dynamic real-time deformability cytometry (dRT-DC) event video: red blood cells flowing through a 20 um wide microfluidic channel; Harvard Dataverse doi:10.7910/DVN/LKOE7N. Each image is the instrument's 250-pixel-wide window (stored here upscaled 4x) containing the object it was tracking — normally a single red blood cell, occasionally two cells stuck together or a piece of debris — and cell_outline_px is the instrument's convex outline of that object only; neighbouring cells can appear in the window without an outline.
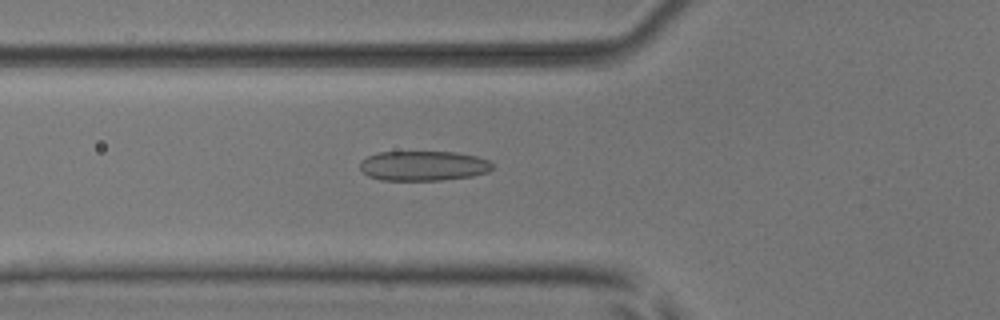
{"species": "common noctule bat (a hibernating species)", "species_latin": "Nyctalus noctula", "temperature_condition": "room temperature", "stored_images_in_passage": 52, "camera_frame_rate_fps": 3000, "um_per_image_px": 0.085, "animal": {"sex": "male", "body_mass_g": 17.9, "forearm_length_mm": 54.2}, "frame": {"image": 1, "passage_image": 19, "time_ms": 6.0, "image_size_px": [1000, 320], "cell_outline_px": [[492, 168], [488, 172], [472, 176], [440, 180], [380, 180], [368, 176], [360, 168], [360, 160], [368, 156], [380, 152], [456, 152], [476, 156], [488, 160], [492, 164]], "centroid_in_image_um": [35.97, 14.09], "position_along_channel_um": 89.8, "area_um2": 23.0}}
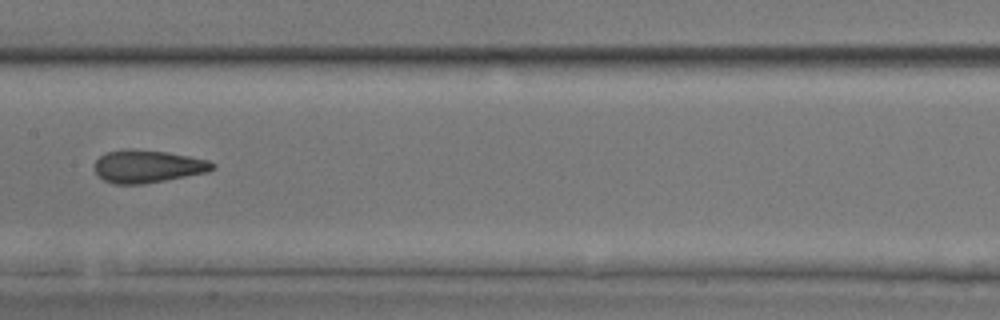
{"frame": {"image": 2, "passage_image": 27, "time_ms": 8.667, "image_size_px": [1000, 320], "cell_outline_px": [[216, 168], [208, 172], [144, 184], [112, 184], [104, 180], [96, 172], [96, 160], [100, 156], [108, 152], [124, 148], [132, 148], [168, 152], [208, 160], [216, 164]], "centroid_in_image_um": [12.58, 14.13], "position_along_channel_um": 194.8, "area_um2": 22.54}}
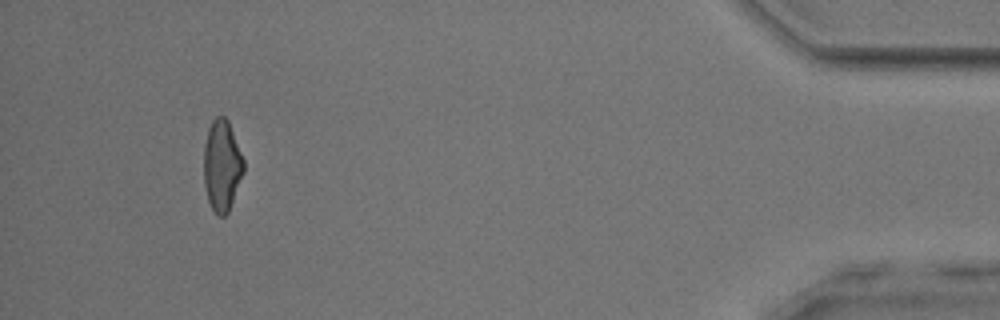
{"frame": {"image": 3, "passage_image": 49, "time_ms": 16.0, "image_size_px": [1000, 320], "cell_outline_px": [[244, 172], [228, 212], [224, 216], [216, 216], [208, 200], [204, 184], [204, 144], [208, 128], [212, 120], [216, 116], [224, 116], [228, 120], [244, 160]], "centroid_in_image_um": [18.86, 14.07], "position_along_channel_um": 416.3, "area_um2": 21.21}, "authors_computed_cell_mechanics": {"area_um2": 22.4264, "velocity_mm_per_s": 3.9285, "shape_relaxation_time_tau1_ms": 9.7047, "shape_relaxation_time_tau2_ms": 1.7663, "deformation_change_tau1": 0.2304, "deformation_change_tau2": 0.1094}}